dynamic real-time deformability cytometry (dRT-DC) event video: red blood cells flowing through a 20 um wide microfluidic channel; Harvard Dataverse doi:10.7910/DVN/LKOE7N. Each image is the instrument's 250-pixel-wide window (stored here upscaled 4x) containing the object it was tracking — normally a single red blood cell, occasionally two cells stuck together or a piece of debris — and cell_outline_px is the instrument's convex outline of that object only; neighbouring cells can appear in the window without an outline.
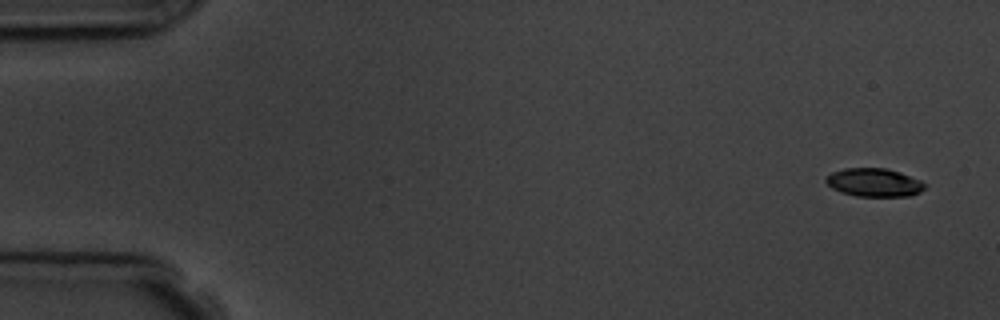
{"species": "common noctule bat (a hibernating species)", "species_latin": "Nyctalus noctula", "temperature_condition": "room temperature", "stored_images_in_passage": 4, "camera_frame_rate_fps": 3000, "um_per_image_px": 0.085, "animal": {"sex": "male", "body_mass_g": 19.5, "forearm_length_mm": 54.6}, "frame": {"image": 1, "passage_image": 1, "time_ms": 0.0, "image_size_px": [1000, 320], "cell_outline_px": [[924, 188], [920, 192], [908, 196], [856, 196], [840, 192], [832, 188], [824, 180], [832, 172], [844, 168], [888, 168], [900, 172], [920, 180], [924, 184]], "centroid_in_image_um": [74.28, 15.5], "position_along_channel_um": 10.7, "area_um2": 16.24}}
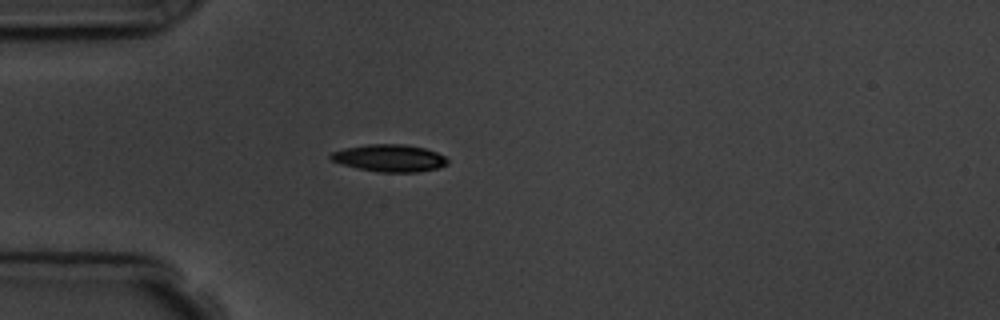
{"frame": {"image": 2, "passage_image": 4, "time_ms": 4.333, "image_size_px": [1000, 320], "cell_outline_px": [[448, 164], [440, 168], [416, 172], [380, 172], [360, 168], [344, 164], [332, 160], [328, 156], [332, 152], [344, 148], [368, 144], [404, 144], [424, 148], [436, 152], [444, 156], [448, 160]], "centroid_in_image_um": [33.14, 13.43], "position_along_channel_um": 51.9, "area_um2": 18.38}}